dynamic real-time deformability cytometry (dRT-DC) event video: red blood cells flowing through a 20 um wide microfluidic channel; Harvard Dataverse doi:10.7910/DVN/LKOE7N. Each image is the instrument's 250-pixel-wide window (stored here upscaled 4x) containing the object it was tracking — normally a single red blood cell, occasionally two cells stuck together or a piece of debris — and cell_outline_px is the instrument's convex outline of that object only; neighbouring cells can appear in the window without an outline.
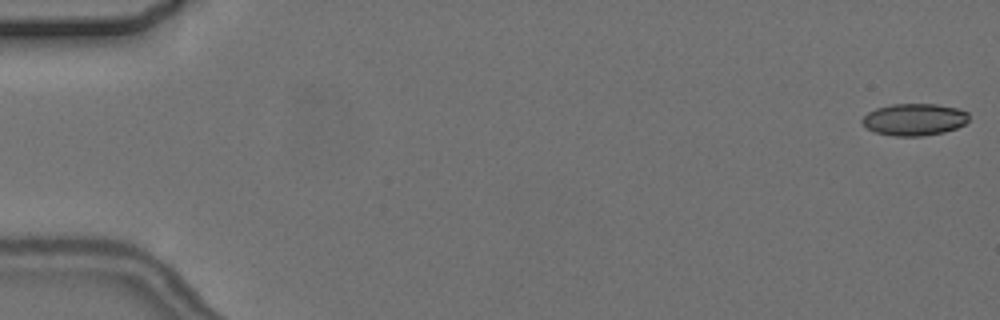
{"species": "common noctule bat (a hibernating species)", "species_latin": "Nyctalus noctula", "temperature_condition": "cold", "stored_images_in_passage": 5, "camera_frame_rate_fps": 3000, "um_per_image_px": 0.085, "animal": {"sex": "female", "body_mass_g": 24.6, "forearm_length_mm": 56.2}, "frame": {"image": 1, "passage_image": 1, "time_ms": 0.0, "image_size_px": [1000, 320], "cell_outline_px": [[968, 120], [964, 124], [956, 128], [944, 132], [920, 136], [896, 136], [876, 132], [868, 128], [860, 120], [868, 112], [876, 108], [892, 104], [936, 104], [956, 108], [968, 112]], "centroid_in_image_um": [77.72, 10.15], "position_along_channel_um": 7.3, "area_um2": 19.71}}